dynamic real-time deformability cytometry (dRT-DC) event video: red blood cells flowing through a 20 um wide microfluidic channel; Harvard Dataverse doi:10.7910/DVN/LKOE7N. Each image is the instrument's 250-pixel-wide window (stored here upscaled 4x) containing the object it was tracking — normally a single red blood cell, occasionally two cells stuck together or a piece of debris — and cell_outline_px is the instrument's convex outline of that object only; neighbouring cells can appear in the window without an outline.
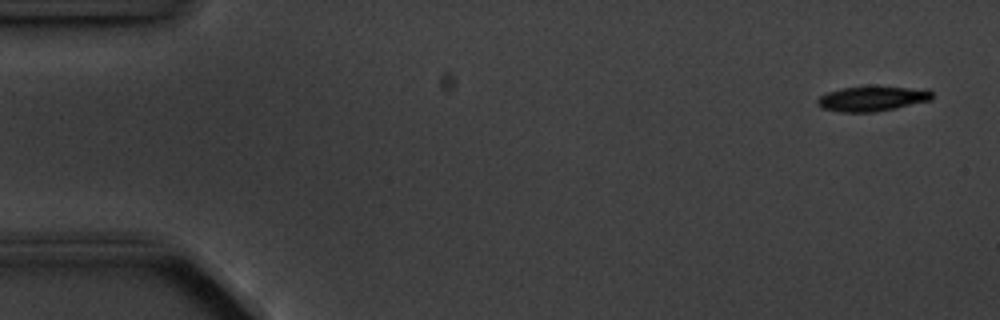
{"species": "common noctule bat (a hibernating species)", "species_latin": "Nyctalus noctula", "temperature_condition": "cold", "stored_images_in_passage": 5, "camera_frame_rate_fps": 3000, "um_per_image_px": 0.085, "animal": {"sex": "male", "body_mass_g": 20.1, "forearm_length_mm": 53.5}, "frame": {"image": 1, "passage_image": 1, "time_ms": 0.0, "image_size_px": [1000, 320], "cell_outline_px": [[932, 100], [896, 108], [876, 112], [840, 112], [820, 108], [816, 104], [816, 100], [820, 96], [828, 92], [840, 88], [928, 88], [932, 92]], "centroid_in_image_um": [74.12, 8.42], "position_along_channel_um": 10.9, "area_um2": 16.42}}
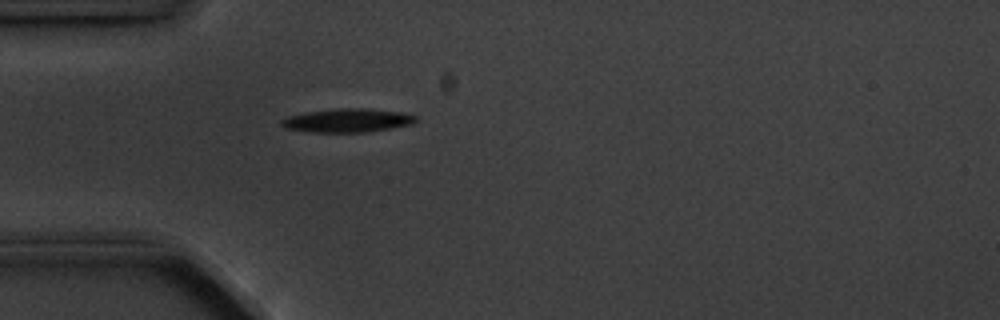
{"frame": {"image": 2, "passage_image": 5, "time_ms": 4.333, "image_size_px": [1000, 320], "cell_outline_px": [[416, 120], [412, 124], [392, 128], [368, 132], [308, 132], [284, 128], [280, 124], [280, 120], [288, 116], [304, 112], [336, 108], [360, 108], [400, 112], [416, 116]], "centroid_in_image_um": [29.47, 10.24], "position_along_channel_um": 55.5, "area_um2": 18.55}}